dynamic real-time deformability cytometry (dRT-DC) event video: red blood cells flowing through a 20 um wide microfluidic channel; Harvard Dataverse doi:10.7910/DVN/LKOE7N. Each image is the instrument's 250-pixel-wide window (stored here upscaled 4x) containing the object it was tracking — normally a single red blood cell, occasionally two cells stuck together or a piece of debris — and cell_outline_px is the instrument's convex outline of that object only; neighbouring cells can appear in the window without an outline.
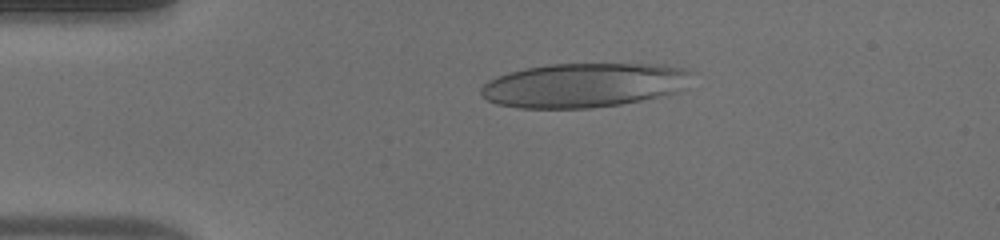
{"species": "human", "species_latin": "Homo sapiens", "temperature_condition": "warm", "stored_images_in_passage": 51, "camera_frame_rate_fps": 3000, "um_per_image_px": 0.085, "donor": {"sex": "male"}, "frame": {"image": 1, "passage_image": 10, "time_ms": 3.0, "image_size_px": [1000, 240], "cell_outline_px": [[696, 72], [676, 92], [668, 96], [620, 104], [592, 108], [520, 108], [496, 104], [488, 100], [480, 92], [480, 88], [488, 80], [496, 76], [508, 72], [524, 68], [548, 64], [656, 64], [688, 68]], "centroid_in_image_um": [49.65, 7.23], "position_along_channel_um": 35.4, "area_um2": 54.85}}
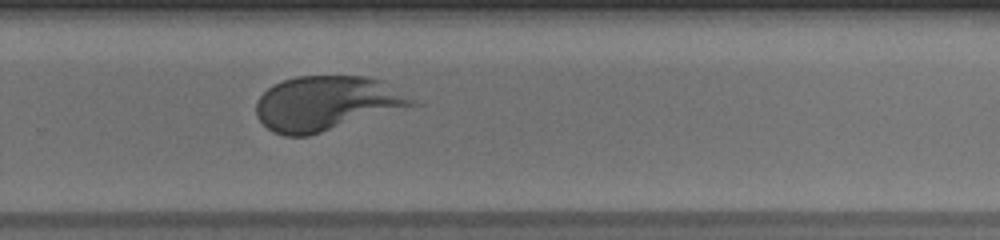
{"frame": {"image": 2, "passage_image": 34, "time_ms": 11.0, "image_size_px": [1000, 240], "cell_outline_px": [[424, 104], [308, 136], [284, 136], [272, 132], [256, 116], [256, 100], [272, 84], [296, 76], [368, 76], [380, 80]], "centroid_in_image_um": [27.79, 8.79], "position_along_channel_um": 302.0, "area_um2": 50.05}}
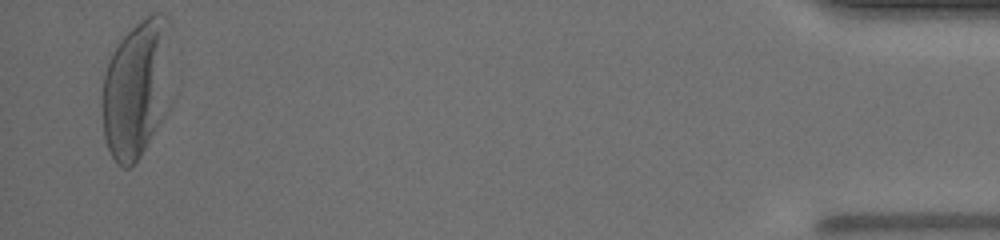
{"frame": {"image": 3, "passage_image": 50, "time_ms": 16.333, "image_size_px": [1000, 240], "cell_outline_px": [[172, 100], [164, 116], [140, 156], [128, 168], [124, 168], [116, 164], [108, 148], [104, 136], [104, 76], [112, 52], [120, 40], [140, 20], [152, 12], [160, 12], [168, 16], [172, 20]], "centroid_in_image_um": [11.73, 7.44], "position_along_channel_um": 423.5, "area_um2": 57.34}}